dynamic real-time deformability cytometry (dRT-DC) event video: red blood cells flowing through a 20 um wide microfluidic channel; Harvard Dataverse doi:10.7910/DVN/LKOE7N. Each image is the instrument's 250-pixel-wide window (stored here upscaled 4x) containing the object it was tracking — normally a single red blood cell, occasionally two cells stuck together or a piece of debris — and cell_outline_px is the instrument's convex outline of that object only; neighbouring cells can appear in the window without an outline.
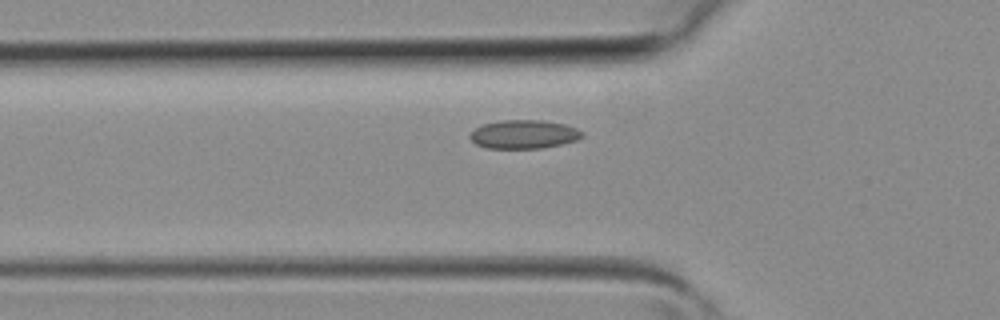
{"species": "common noctule bat (a hibernating species)", "species_latin": "Nyctalus noctula", "temperature_condition": "room temperature", "stored_images_in_passage": 4, "camera_frame_rate_fps": 3000, "um_per_image_px": 0.085, "animal": {"sex": "female", "body_mass_g": 19.3, "forearm_length_mm": 54.1}, "frame": {"image": 1, "passage_image": 4, "time_ms": 1.0, "image_size_px": [1000, 320], "cell_outline_px": [[584, 136], [576, 140], [544, 148], [488, 148], [476, 144], [468, 136], [476, 128], [484, 124], [500, 120], [544, 120], [564, 124], [576, 128], [584, 132]], "centroid_in_image_um": [44.55, 11.41], "position_along_channel_um": 81.3, "area_um2": 18.67}}